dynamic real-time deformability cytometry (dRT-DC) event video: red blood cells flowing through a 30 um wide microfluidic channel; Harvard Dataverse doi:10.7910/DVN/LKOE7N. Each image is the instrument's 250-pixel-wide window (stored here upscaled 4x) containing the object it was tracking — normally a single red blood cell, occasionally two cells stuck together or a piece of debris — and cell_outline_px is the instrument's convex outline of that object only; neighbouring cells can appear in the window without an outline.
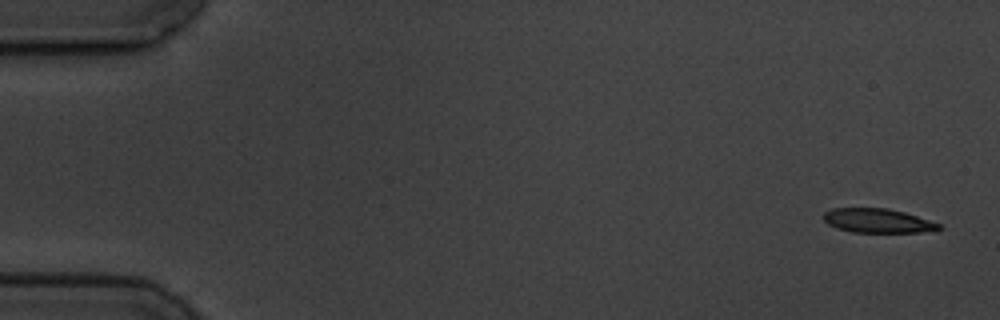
{"species": "common noctule bat (a hibernating species)", "species_latin": "Nyctalus noctula", "temperature_condition": "cold", "stored_images_in_passage": 5, "camera_frame_rate_fps": 3000, "um_per_image_px": 0.085, "animal": {"sex": "male", "body_mass_g": 19.5, "forearm_length_mm": 54.6}, "frame": {"image": 1, "passage_image": 1, "time_ms": 0.0, "image_size_px": [1000, 320], "cell_outline_px": [[944, 228], [936, 232], [852, 232], [836, 228], [828, 224], [824, 220], [824, 212], [832, 208], [888, 208], [904, 212], [940, 224]], "centroid_in_image_um": [74.64, 18.77], "position_along_channel_um": 10.4, "area_um2": 16.36}}
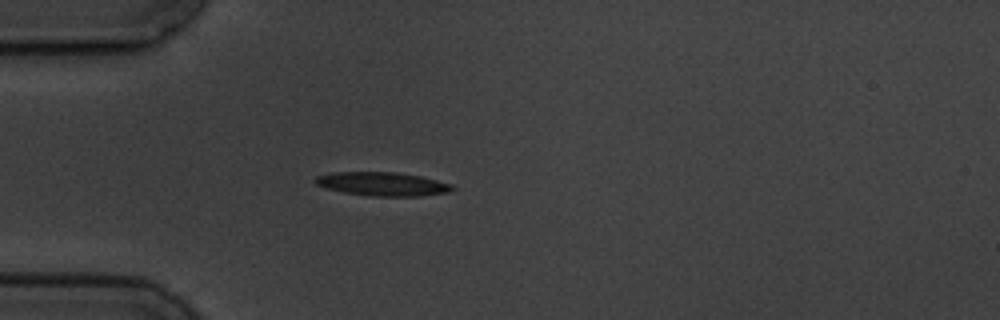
{"frame": {"image": 2, "passage_image": 5, "time_ms": 4.667, "image_size_px": [1000, 320], "cell_outline_px": [[456, 188], [448, 192], [420, 196], [372, 196], [344, 192], [328, 188], [316, 184], [312, 180], [316, 176], [336, 172], [396, 172], [420, 176], [452, 184]], "centroid_in_image_um": [32.52, 15.63], "position_along_channel_um": 52.5, "area_um2": 18.79}}